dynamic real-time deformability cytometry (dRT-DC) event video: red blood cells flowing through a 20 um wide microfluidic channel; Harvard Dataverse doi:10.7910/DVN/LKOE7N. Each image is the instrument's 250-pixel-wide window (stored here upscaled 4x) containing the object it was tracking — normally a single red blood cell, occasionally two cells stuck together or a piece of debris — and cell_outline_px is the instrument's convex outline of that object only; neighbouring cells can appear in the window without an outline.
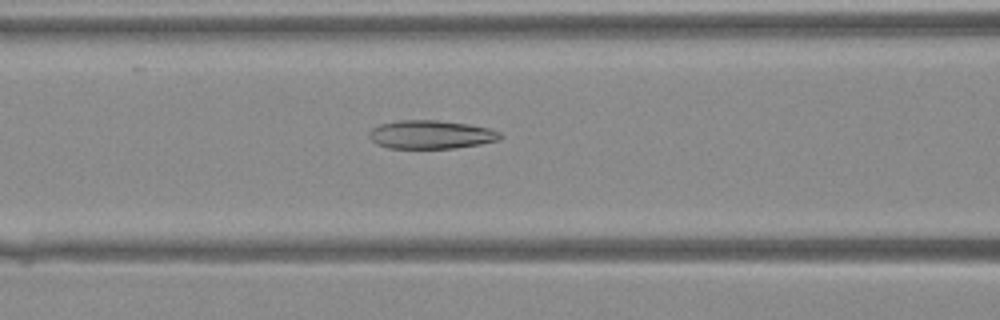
{"species": "Egyptian fruit bat (a non-hibernating species)", "species_latin": "Rousettus aegyptiacus", "temperature_condition": "warm", "stored_images_in_passage": 43, "camera_frame_rate_fps": 3000, "um_per_image_px": 0.085, "animal": {"sex": "female"}, "frame": {"image": 1, "passage_image": 19, "time_ms": 6.0, "image_size_px": [1000, 320], "cell_outline_px": [[504, 136], [500, 140], [480, 144], [456, 148], [388, 148], [376, 144], [368, 136], [368, 132], [372, 128], [380, 124], [396, 120], [436, 120], [468, 124], [488, 128], [500, 132]], "centroid_in_image_um": [36.62, 11.44], "position_along_channel_um": 130.0, "area_um2": 21.91}}
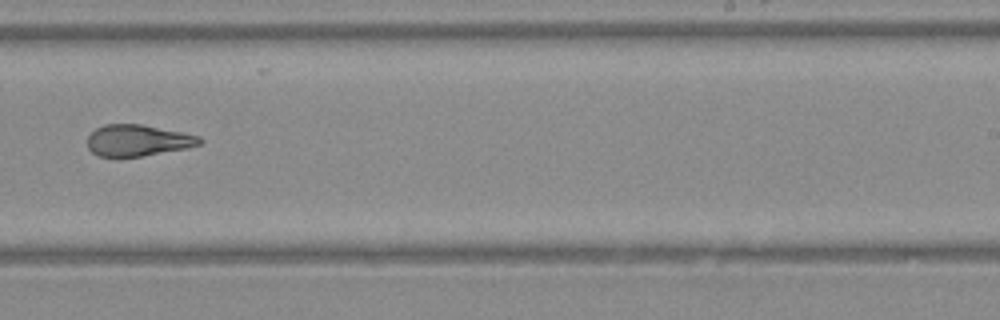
{"frame": {"image": 2, "passage_image": 28, "time_ms": 9.0, "image_size_px": [1000, 320], "cell_outline_px": [[204, 140], [200, 144], [188, 148], [140, 156], [100, 156], [92, 152], [88, 148], [88, 136], [96, 128], [104, 124], [140, 124], [200, 136]], "centroid_in_image_um": [11.72, 11.93], "position_along_channel_um": 277.3, "area_um2": 20.29}}
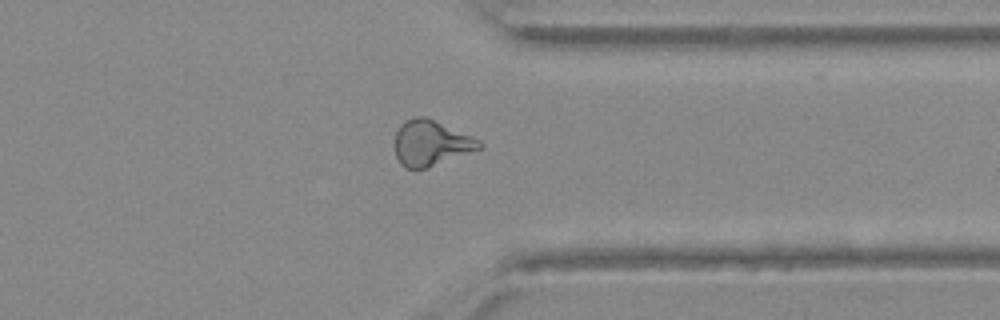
{"frame": {"image": 3, "passage_image": 34, "time_ms": 11.0, "image_size_px": [1000, 320], "cell_outline_px": [[484, 148], [424, 168], [404, 168], [400, 164], [396, 156], [396, 132], [400, 124], [404, 120], [412, 116], [424, 116], [480, 140], [484, 144]], "centroid_in_image_um": [36.63, 12.15], "position_along_channel_um": 374.8, "area_um2": 22.2}}